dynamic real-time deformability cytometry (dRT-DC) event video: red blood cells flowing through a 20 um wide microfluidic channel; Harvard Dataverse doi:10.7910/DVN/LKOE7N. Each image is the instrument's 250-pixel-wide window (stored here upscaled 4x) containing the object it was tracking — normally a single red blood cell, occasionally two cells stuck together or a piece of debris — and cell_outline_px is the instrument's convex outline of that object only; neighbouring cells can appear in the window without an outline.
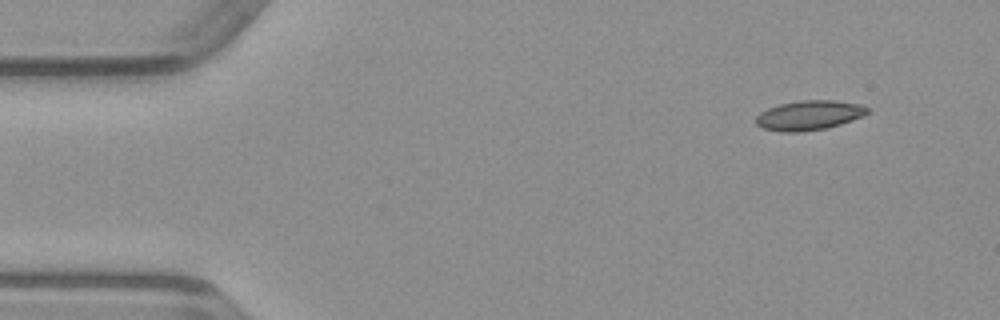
{"species": "common noctule bat (a hibernating species)", "species_latin": "Nyctalus noctula", "temperature_condition": "warm", "stored_images_in_passage": 46, "camera_frame_rate_fps": 3000, "um_per_image_px": 0.085, "animal": {"sex": "male", "body_mass_g": 23.1, "forearm_length_mm": 52.7}, "frame": {"image": 1, "passage_image": 1, "time_ms": 0.0, "image_size_px": [1000, 320], "cell_outline_px": [[872, 112], [852, 120], [840, 124], [824, 128], [796, 132], [780, 132], [764, 128], [756, 124], [756, 116], [760, 112], [768, 108], [780, 104], [800, 100], [832, 100], [860, 104], [868, 108]], "centroid_in_image_um": [68.78, 9.79], "position_along_channel_um": 16.2, "area_um2": 19.13}}
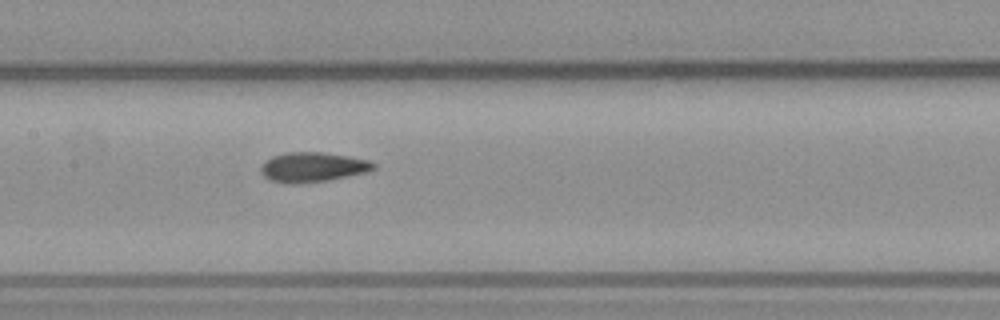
{"frame": {"image": 2, "passage_image": 20, "time_ms": 6.333, "image_size_px": [1000, 320], "cell_outline_px": [[376, 168], [368, 172], [328, 180], [296, 184], [292, 184], [272, 180], [264, 176], [260, 172], [260, 164], [264, 160], [272, 156], [288, 152], [324, 152], [372, 160], [376, 164]], "centroid_in_image_um": [26.59, 14.19], "position_along_channel_um": 180.8, "area_um2": 19.77}}
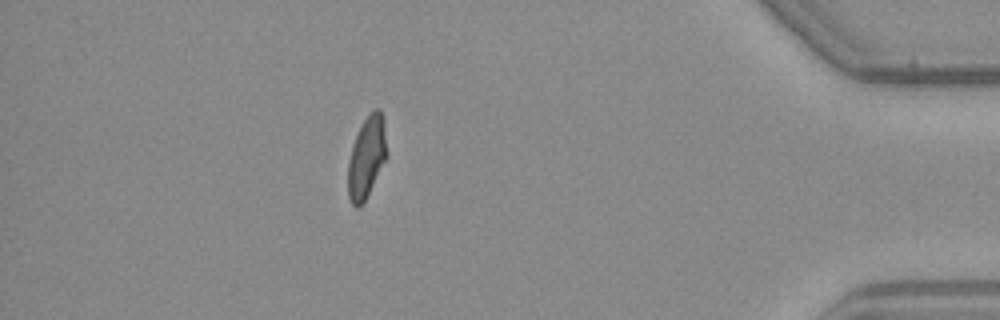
{"frame": {"image": 3, "passage_image": 40, "time_ms": 13.0, "image_size_px": [1000, 320], "cell_outline_px": [[388, 156], [364, 204], [360, 208], [356, 208], [352, 204], [348, 196], [348, 160], [352, 144], [368, 112], [376, 108], [380, 108]], "centroid_in_image_um": [31.15, 13.44], "position_along_channel_um": 404.0, "area_um2": 18.61}}